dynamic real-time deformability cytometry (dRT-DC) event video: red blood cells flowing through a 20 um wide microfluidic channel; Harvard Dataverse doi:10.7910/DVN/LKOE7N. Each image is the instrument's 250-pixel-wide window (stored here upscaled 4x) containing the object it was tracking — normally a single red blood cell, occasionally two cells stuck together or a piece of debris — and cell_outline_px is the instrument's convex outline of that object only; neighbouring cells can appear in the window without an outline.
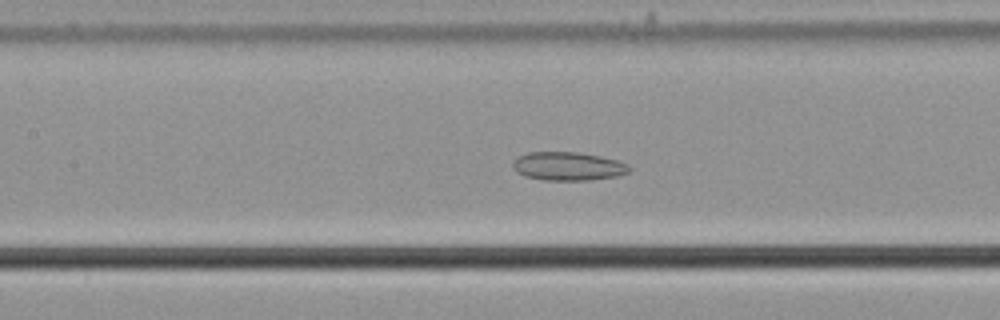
{"species": "common noctule bat (a hibernating species)", "species_latin": "Nyctalus noctula", "temperature_condition": "cold", "stored_images_in_passage": 55, "camera_frame_rate_fps": 3000, "um_per_image_px": 0.085, "animal": {"sex": "male", "body_mass_g": 21.5, "forearm_length_mm": 52.0}, "frame": {"image": 1, "passage_image": 24, "time_ms": 7.667, "image_size_px": [1000, 320], "cell_outline_px": [[632, 168], [628, 172], [616, 176], [588, 180], [544, 180], [524, 176], [516, 172], [512, 168], [512, 160], [516, 156], [528, 152], [576, 152], [600, 156], [616, 160], [628, 164]], "centroid_in_image_um": [48.22, 14.12], "position_along_channel_um": 159.2, "area_um2": 19.48}}
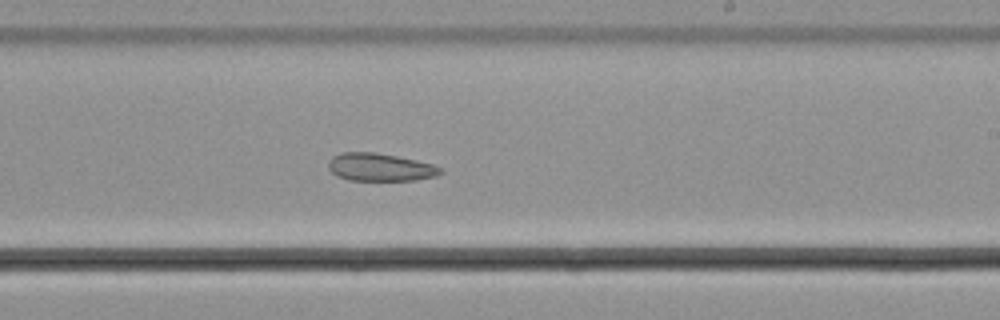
{"frame": {"image": 2, "passage_image": 32, "time_ms": 10.333, "image_size_px": [1000, 320], "cell_outline_px": [[444, 172], [436, 176], [416, 180], [348, 180], [336, 176], [328, 168], [328, 160], [332, 156], [340, 152], [372, 152], [396, 156], [416, 160], [432, 164], [440, 168]], "centroid_in_image_um": [32.27, 14.21], "position_along_channel_um": 256.7, "area_um2": 18.21}}
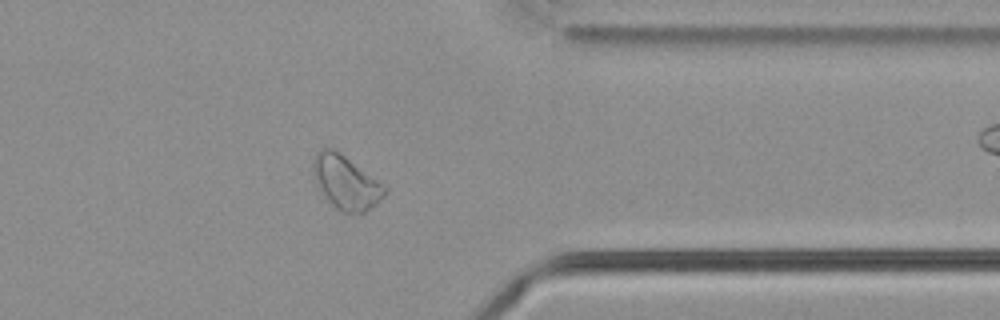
{"frame": {"image": 3, "passage_image": 43, "time_ms": 14.0, "image_size_px": [1000, 320], "cell_outline_px": [[388, 192], [380, 200], [364, 212], [340, 212], [320, 192], [316, 184], [312, 168], [312, 160], [316, 152], [320, 148], [332, 148], [340, 152], [388, 188]], "centroid_in_image_um": [29.37, 15.48], "position_along_channel_um": 382.0, "area_um2": 22.31}, "authors_computed_cell_mechanics": {"area_um2": 23.8714, "velocity_mm_per_s": 3.6704, "shape_relaxation_time_tau1_ms": null, "shape_relaxation_time_tau2_ms": 7.4207, "deformation_change_tau1": null, "deformation_change_tau2": 0.1008}}